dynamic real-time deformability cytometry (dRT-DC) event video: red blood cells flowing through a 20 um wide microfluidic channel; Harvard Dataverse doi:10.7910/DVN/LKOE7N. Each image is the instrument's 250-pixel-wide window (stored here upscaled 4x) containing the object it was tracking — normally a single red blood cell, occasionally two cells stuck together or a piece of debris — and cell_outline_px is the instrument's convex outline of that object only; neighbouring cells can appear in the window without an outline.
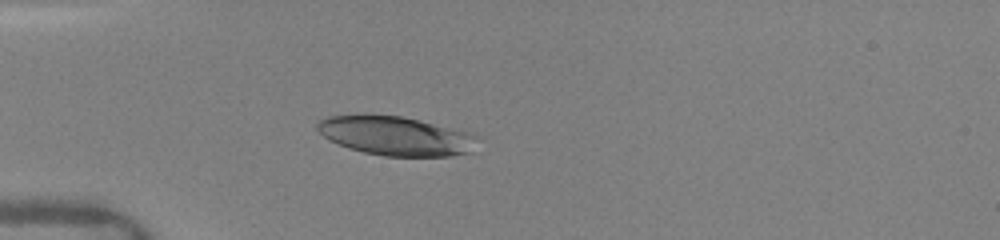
{"species": "human", "species_latin": "Homo sapiens", "temperature_condition": "warm", "stored_images_in_passage": 18, "camera_frame_rate_fps": 3000, "um_per_image_px": 0.085, "donor": {"sex": "female"}, "frame": {"image": 1, "passage_image": 3, "time_ms": 1.0, "image_size_px": [1000, 240], "cell_outline_px": [[480, 136], [472, 152], [452, 156], [384, 156], [364, 152], [348, 148], [328, 140], [316, 128], [316, 124], [320, 120], [328, 116], [364, 112], [400, 116], [420, 120], [468, 132]], "centroid_in_image_um": [33.61, 11.52], "position_along_channel_um": 51.4, "area_um2": 37.22}}
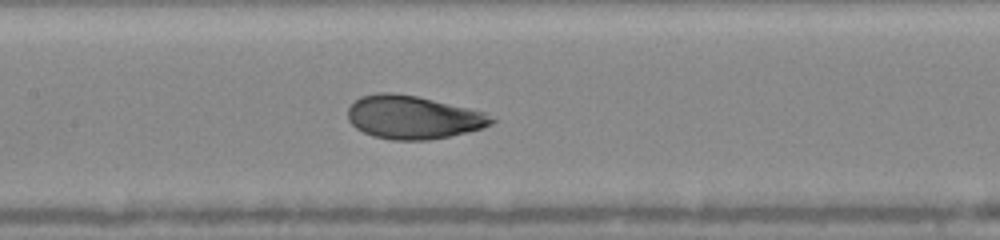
{"frame": {"image": 2, "passage_image": 11, "time_ms": 4.333, "image_size_px": [1000, 240], "cell_outline_px": [[496, 120], [492, 124], [484, 128], [448, 136], [428, 140], [392, 140], [372, 136], [356, 128], [348, 120], [348, 108], [360, 96], [380, 92], [392, 92], [416, 96], [468, 108], [484, 112]], "centroid_in_image_um": [35.09, 9.97], "position_along_channel_um": 172.3, "area_um2": 36.07}}
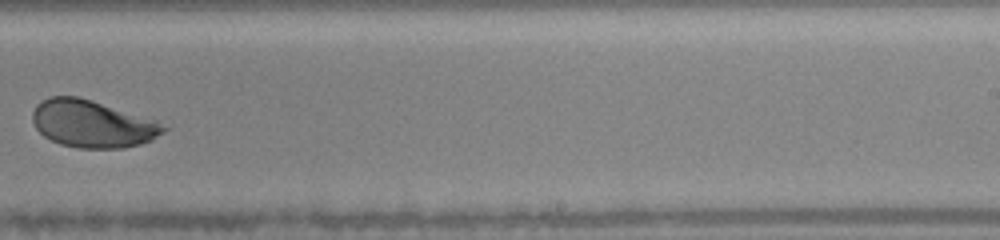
{"frame": {"image": 3, "passage_image": 17, "time_ms": 7.0, "image_size_px": [1000, 240], "cell_outline_px": [[172, 124], [168, 128], [152, 140], [140, 144], [124, 148], [76, 148], [60, 144], [44, 136], [36, 128], [32, 120], [32, 112], [36, 104], [52, 96], [76, 96], [92, 100]], "centroid_in_image_um": [7.92, 10.53], "position_along_channel_um": 281.1, "area_um2": 36.53}}